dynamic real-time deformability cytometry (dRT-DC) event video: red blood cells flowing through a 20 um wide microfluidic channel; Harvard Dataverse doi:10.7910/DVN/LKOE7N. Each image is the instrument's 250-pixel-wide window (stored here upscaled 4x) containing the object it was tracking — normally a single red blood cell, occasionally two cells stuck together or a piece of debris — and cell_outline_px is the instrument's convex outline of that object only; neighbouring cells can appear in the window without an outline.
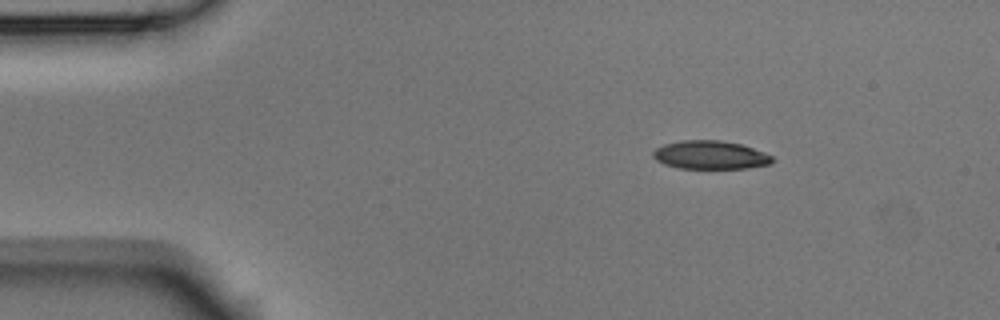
{"species": "Egyptian fruit bat (a non-hibernating species)", "species_latin": "Rousettus aegyptiacus", "temperature_condition": "room temperature", "stored_images_in_passage": 3, "camera_frame_rate_fps": 3000, "um_per_image_px": 0.085, "animal": {"sex": "male"}, "frame": {"image": 1, "passage_image": 1, "time_ms": 0.0, "image_size_px": [1000, 320], "cell_outline_px": [[772, 164], [748, 168], [680, 168], [664, 164], [656, 160], [652, 156], [652, 152], [656, 148], [664, 144], [680, 140], [720, 140], [740, 144], [764, 152], [772, 156]], "centroid_in_image_um": [60.36, 13.17], "position_along_channel_um": 24.6, "area_um2": 19.71}}